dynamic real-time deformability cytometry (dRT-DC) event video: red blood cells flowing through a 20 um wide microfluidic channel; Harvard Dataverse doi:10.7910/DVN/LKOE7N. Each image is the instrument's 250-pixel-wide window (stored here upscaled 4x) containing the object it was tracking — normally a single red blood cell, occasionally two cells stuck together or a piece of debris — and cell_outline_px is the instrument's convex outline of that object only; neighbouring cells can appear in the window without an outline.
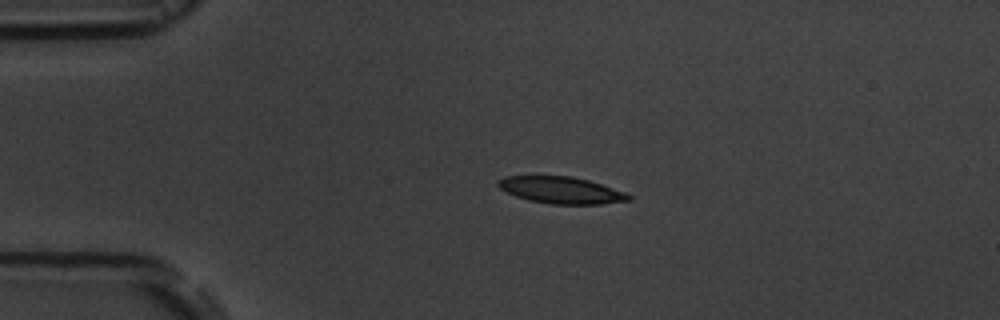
{"species": "common noctule bat (a hibernating species)", "species_latin": "Nyctalus noctula", "temperature_condition": "room temperature", "stored_images_in_passage": 4, "camera_frame_rate_fps": 3000, "um_per_image_px": 0.085, "animal": {"sex": "male", "body_mass_g": 19.5, "forearm_length_mm": 54.6}, "frame": {"image": 1, "passage_image": 3, "time_ms": 2.333, "image_size_px": [1000, 320], "cell_outline_px": [[632, 200], [600, 204], [552, 204], [528, 200], [516, 196], [500, 188], [496, 184], [496, 180], [504, 176], [572, 176], [588, 180], [624, 192], [632, 196]], "centroid_in_image_um": [47.67, 16.16], "position_along_channel_um": 37.3, "area_um2": 20.29}}